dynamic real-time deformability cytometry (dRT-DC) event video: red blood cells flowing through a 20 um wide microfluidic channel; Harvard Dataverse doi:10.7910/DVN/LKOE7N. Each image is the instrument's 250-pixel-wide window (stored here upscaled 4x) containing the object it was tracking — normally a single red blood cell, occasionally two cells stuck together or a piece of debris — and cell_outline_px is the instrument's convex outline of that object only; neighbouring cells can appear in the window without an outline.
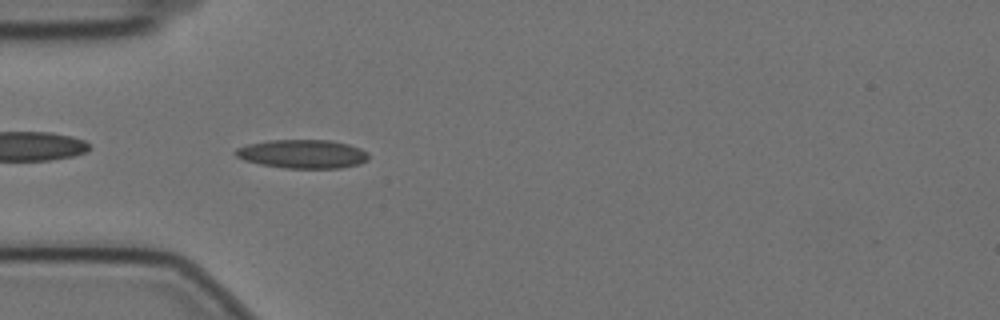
{"species": "Egyptian fruit bat (a non-hibernating species)", "species_latin": "Rousettus aegyptiacus", "temperature_condition": "cold", "stored_images_in_passage": 43, "camera_frame_rate_fps": 3000, "um_per_image_px": 0.085, "animal": {"sex": "female"}, "frame": {"image": 1, "passage_image": 3, "time_ms": 0.667, "image_size_px": [1000, 320], "cell_outline_px": [[368, 160], [360, 164], [340, 168], [284, 168], [260, 164], [244, 160], [236, 156], [232, 152], [236, 148], [248, 144], [268, 140], [332, 140], [348, 144], [360, 148], [368, 152]], "centroid_in_image_um": [25.71, 13.08], "position_along_channel_um": 59.3, "area_um2": 22.43}}
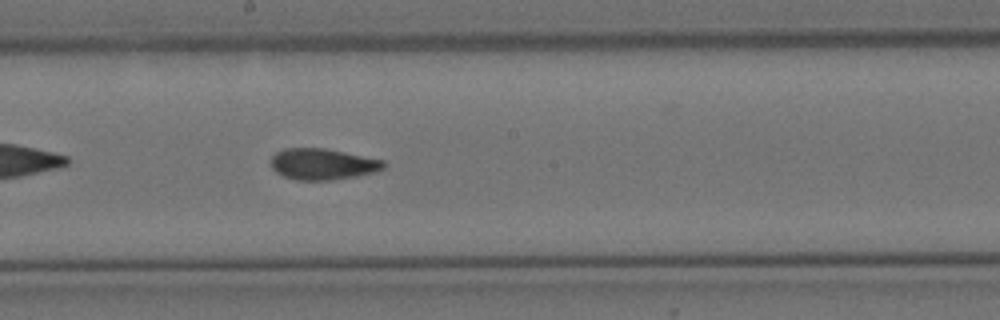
{"frame": {"image": 2, "passage_image": 17, "time_ms": 5.333, "image_size_px": [1000, 320], "cell_outline_px": [[388, 164], [384, 168], [376, 172], [356, 176], [332, 180], [296, 180], [284, 176], [276, 172], [272, 168], [272, 156], [276, 152], [284, 148], [324, 148], [384, 160]], "centroid_in_image_um": [27.45, 13.95], "position_along_channel_um": 220.7, "area_um2": 20.52}}
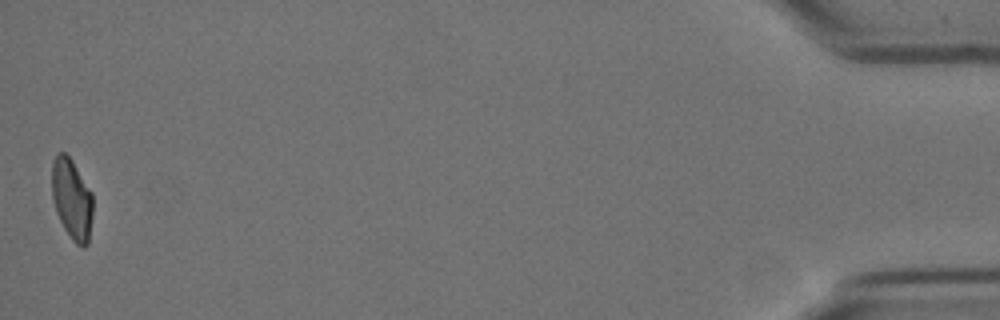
{"frame": {"image": 3, "passage_image": 43, "time_ms": 14.0, "image_size_px": [1000, 320], "cell_outline_px": [[92, 216], [88, 244], [84, 248], [80, 248], [72, 240], [64, 228], [56, 212], [52, 196], [52, 164], [56, 152], [64, 152], [72, 160], [92, 192]], "centroid_in_image_um": [6.11, 16.93], "position_along_channel_um": 429.1, "area_um2": 19.36}, "authors_computed_cell_mechanics": {"area_um2": 20.5768, "velocity_mm_per_s": 3.5001, "shape_relaxation_time_tau1_ms": null, "shape_relaxation_time_tau2_ms": 2.4384, "deformation_change_tau1": null, "deformation_change_tau2": 0.0731}}